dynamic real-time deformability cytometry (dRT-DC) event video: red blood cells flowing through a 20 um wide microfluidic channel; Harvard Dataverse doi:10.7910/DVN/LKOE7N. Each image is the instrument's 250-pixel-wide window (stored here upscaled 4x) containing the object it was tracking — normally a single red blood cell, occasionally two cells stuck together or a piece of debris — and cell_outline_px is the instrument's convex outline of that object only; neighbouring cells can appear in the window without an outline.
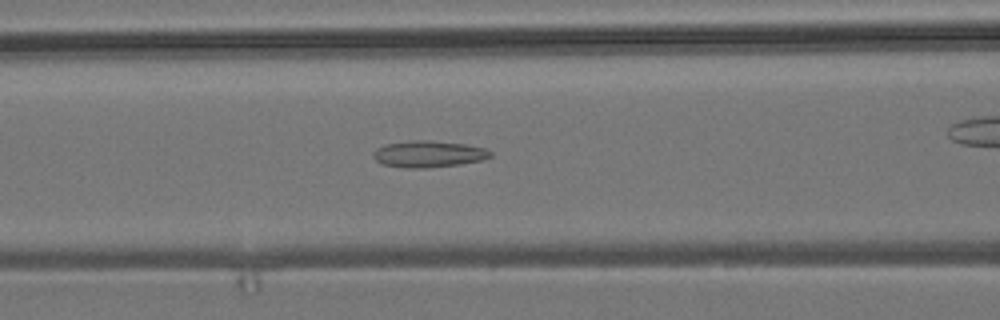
{"species": "common noctule bat (a hibernating species)", "species_latin": "Nyctalus noctula", "temperature_condition": "room temperature", "stored_images_in_passage": 40, "camera_frame_rate_fps": 3000, "um_per_image_px": 0.085, "animal": {"sex": "male", "body_mass_g": 19.2, "forearm_length_mm": 51.8}, "frame": {"image": 1, "passage_image": 15, "time_ms": 4.667, "image_size_px": [1000, 320], "cell_outline_px": [[492, 156], [484, 160], [460, 164], [428, 168], [404, 168], [384, 164], [376, 160], [372, 156], [372, 152], [376, 148], [384, 144], [412, 140], [428, 140], [464, 144], [484, 148], [492, 152]], "centroid_in_image_um": [36.41, 13.09], "position_along_channel_um": 130.2, "area_um2": 18.26}}
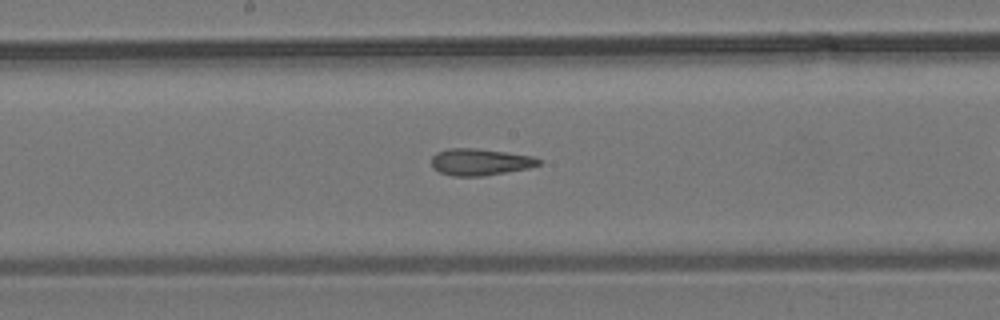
{"frame": {"image": 2, "passage_image": 21, "time_ms": 6.667, "image_size_px": [1000, 320], "cell_outline_px": [[540, 164], [528, 168], [484, 176], [452, 176], [440, 172], [432, 168], [432, 156], [436, 152], [448, 148], [476, 148], [532, 156], [540, 160]], "centroid_in_image_um": [40.76, 13.77], "position_along_channel_um": 207.4, "area_um2": 16.65}}
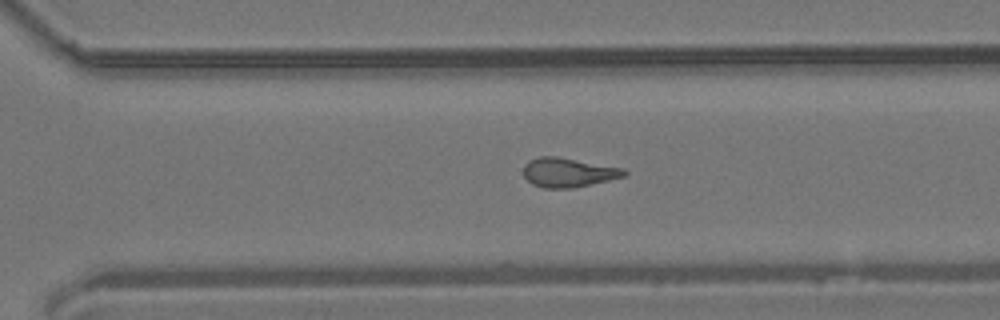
{"frame": {"image": 3, "passage_image": 30, "time_ms": 9.667, "image_size_px": [1000, 320], "cell_outline_px": [[628, 176], [572, 188], [544, 188], [532, 184], [524, 176], [524, 164], [528, 160], [540, 156], [556, 156], [624, 168], [628, 172]], "centroid_in_image_um": [48.32, 14.65], "position_along_channel_um": 322.3, "area_um2": 17.28}, "authors_computed_cell_mechanics": {"area_um2": 18.1203, "velocity_mm_per_s": 3.8545, "shape_relaxation_time_tau1_ms": null, "shape_relaxation_time_tau2_ms": 3.6341, "deformation_change_tau1": null, "deformation_change_tau2": 0.1493}}